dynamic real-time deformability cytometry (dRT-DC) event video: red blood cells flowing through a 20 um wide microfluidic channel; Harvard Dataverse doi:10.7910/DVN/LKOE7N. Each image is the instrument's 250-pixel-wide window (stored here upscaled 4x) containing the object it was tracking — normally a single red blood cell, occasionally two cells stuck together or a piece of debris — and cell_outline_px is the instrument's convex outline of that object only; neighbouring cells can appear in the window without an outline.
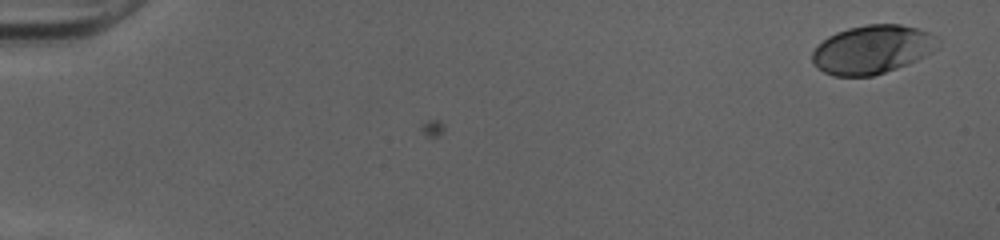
{"species": "human", "species_latin": "Homo sapiens", "temperature_condition": "cold", "stored_images_in_passage": 6, "camera_frame_rate_fps": 3000, "um_per_image_px": 0.085, "donor": {"sex": "female"}, "frame": {"image": 1, "passage_image": 1, "time_ms": 0.0, "image_size_px": [1000, 240], "cell_outline_px": [[940, 48], [908, 64], [872, 76], [832, 76], [816, 68], [812, 60], [812, 52], [828, 36], [836, 32], [848, 28], [868, 24], [900, 24], [916, 28], [928, 32], [932, 36]], "centroid_in_image_um": [74.11, 4.21], "position_along_channel_um": 10.9, "area_um2": 35.32}}